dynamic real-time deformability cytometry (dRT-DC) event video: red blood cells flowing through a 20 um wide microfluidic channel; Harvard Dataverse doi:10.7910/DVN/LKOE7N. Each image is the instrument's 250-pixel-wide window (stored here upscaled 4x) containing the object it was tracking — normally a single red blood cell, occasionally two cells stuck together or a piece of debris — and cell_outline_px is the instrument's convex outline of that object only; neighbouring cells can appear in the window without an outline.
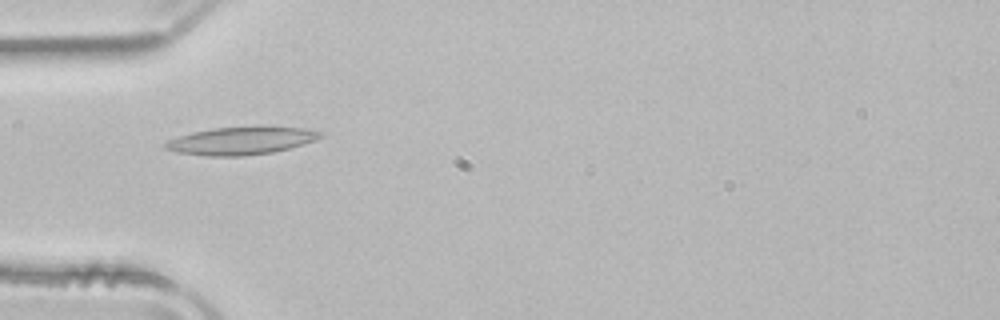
{"species": "common noctule bat (a hibernating species)", "species_latin": "Nyctalus noctula", "temperature_condition": "room temperature", "stored_images_in_passage": 10, "camera_frame_rate_fps": 3000, "um_per_image_px": 0.085, "animal": {"sex": "male", "body_mass_g": 21.5, "forearm_length_mm": 52.0}, "frame": {"image": 1, "passage_image": 2, "time_ms": 0.333, "image_size_px": [1000, 320], "cell_outline_px": [[324, 136], [316, 140], [304, 144], [272, 152], [244, 156], [208, 156], [180, 152], [164, 148], [164, 144], [168, 140], [192, 132], [212, 128], [260, 124], [264, 124], [304, 128], [324, 132]], "centroid_in_image_um": [20.59, 11.91], "position_along_channel_um": 64.4, "area_um2": 25.78}}
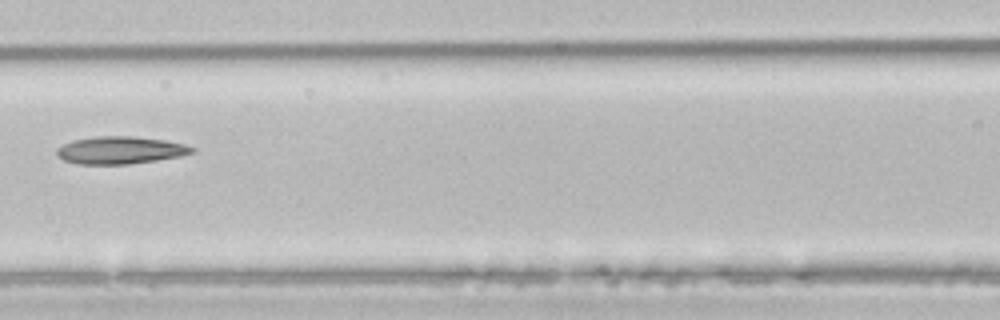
{"frame": {"image": 2, "passage_image": 9, "time_ms": 2.667, "image_size_px": [1000, 320], "cell_outline_px": [[196, 152], [180, 156], [156, 160], [128, 164], [76, 164], [64, 160], [56, 152], [56, 148], [72, 140], [96, 136], [132, 136], [164, 140], [184, 144], [196, 148]], "centroid_in_image_um": [10.23, 12.76], "position_along_channel_um": 156.4, "area_um2": 21.62}}